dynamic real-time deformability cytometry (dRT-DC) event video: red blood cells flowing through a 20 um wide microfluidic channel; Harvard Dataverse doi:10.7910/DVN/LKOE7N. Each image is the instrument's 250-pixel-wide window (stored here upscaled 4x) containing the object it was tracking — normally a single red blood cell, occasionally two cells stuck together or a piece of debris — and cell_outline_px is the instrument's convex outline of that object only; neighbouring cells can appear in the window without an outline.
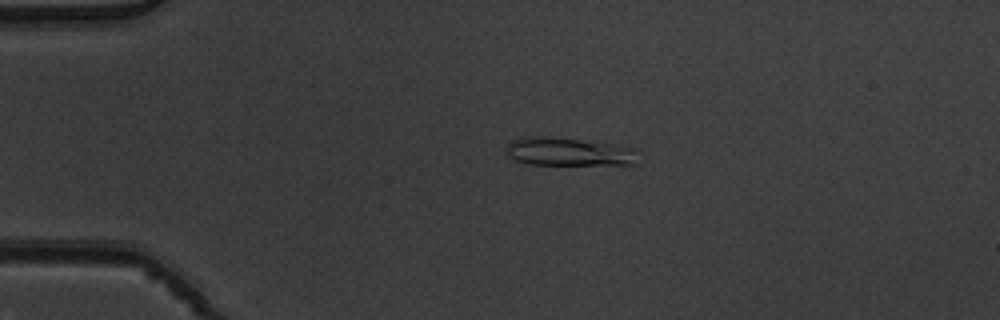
{"species": "common noctule bat (a hibernating species)", "species_latin": "Nyctalus noctula", "temperature_condition": "warm", "stored_images_in_passage": 41, "camera_frame_rate_fps": 3000, "um_per_image_px": 0.085, "animal": {"sex": "male", "body_mass_g": 19.5, "forearm_length_mm": 54.6}, "frame": {"image": 1, "passage_image": 1, "time_ms": 0.0, "image_size_px": [1000, 320], "cell_outline_px": [[636, 164], [528, 164], [516, 160], [508, 156], [504, 148], [512, 140], [524, 136], [544, 136], [580, 140], [612, 144], [636, 148]], "centroid_in_image_um": [48.28, 12.89], "position_along_channel_um": 36.7, "area_um2": 21.56}}
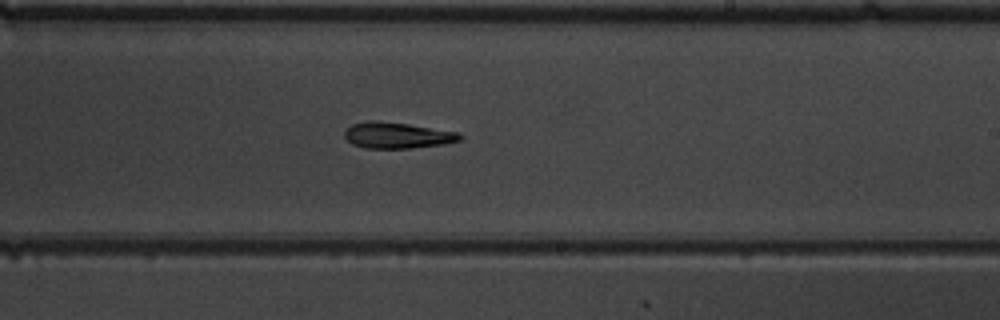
{"frame": {"image": 2, "passage_image": 21, "time_ms": 6.667, "image_size_px": [1000, 320], "cell_outline_px": [[464, 136], [460, 140], [444, 144], [408, 148], [364, 148], [352, 144], [344, 136], [344, 132], [352, 124], [368, 120], [376, 120], [408, 124], [456, 132]], "centroid_in_image_um": [33.73, 11.5], "position_along_channel_um": 255.3, "area_um2": 17.4}}
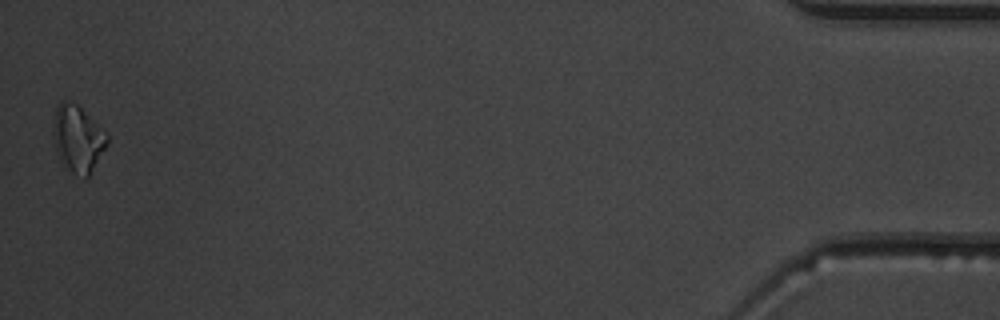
{"frame": {"image": 3, "passage_image": 41, "time_ms": 13.333, "image_size_px": [1000, 320], "cell_outline_px": [[108, 144], [88, 176], [84, 176], [72, 172], [64, 168], [56, 152], [56, 108], [60, 100], [68, 100], [76, 104], [108, 136]], "centroid_in_image_um": [6.63, 11.81], "position_along_channel_um": 428.6, "area_um2": 19.94}, "authors_computed_cell_mechanics": {"area_um2": 17.3978, "velocity_mm_per_s": 3.9105, "shape_relaxation_time_tau1_ms": 3.8502, "shape_relaxation_time_tau2_ms": 10.1773, "deformation_change_tau1": 0.1477, "deformation_change_tau2": 0.2364}}